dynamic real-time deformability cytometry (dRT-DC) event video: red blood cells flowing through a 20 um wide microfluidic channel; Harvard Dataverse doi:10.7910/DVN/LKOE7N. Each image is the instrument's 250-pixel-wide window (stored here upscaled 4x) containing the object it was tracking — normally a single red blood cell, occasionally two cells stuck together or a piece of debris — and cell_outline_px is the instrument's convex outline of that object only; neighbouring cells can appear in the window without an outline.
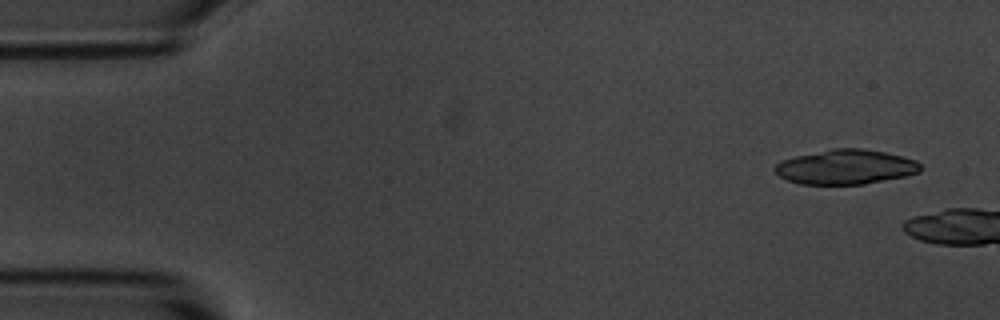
{"species": "common noctule bat (a hibernating species)", "species_latin": "Nyctalus noctula", "temperature_condition": "room temperature", "stored_images_in_passage": 15, "camera_frame_rate_fps": 3000, "um_per_image_px": 0.085, "animal": {"sex": "male", "body_mass_g": 20.1, "forearm_length_mm": 53.5}, "frame": {"image": 1, "passage_image": 2, "time_ms": 0.333, "image_size_px": [1000, 320], "cell_outline_px": [[920, 172], [908, 176], [864, 184], [800, 184], [788, 180], [780, 176], [772, 168], [780, 160], [796, 156], [832, 148], [864, 148], [884, 152], [916, 160], [920, 164]], "centroid_in_image_um": [71.88, 14.19], "position_along_channel_um": 13.1, "area_um2": 29.48}}